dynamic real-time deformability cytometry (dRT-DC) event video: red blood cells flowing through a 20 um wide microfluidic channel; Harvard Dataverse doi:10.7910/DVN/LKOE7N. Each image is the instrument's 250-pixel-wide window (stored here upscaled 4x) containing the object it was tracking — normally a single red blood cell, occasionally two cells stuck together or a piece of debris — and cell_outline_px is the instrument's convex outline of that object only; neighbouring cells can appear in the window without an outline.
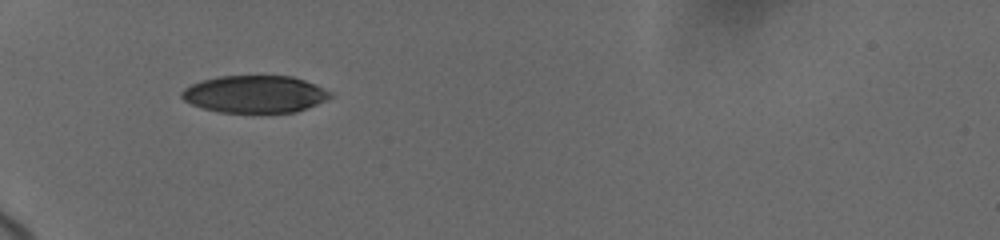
{"species": "human", "species_latin": "Homo sapiens", "temperature_condition": "cold", "stored_images_in_passage": 23, "camera_frame_rate_fps": 3000, "um_per_image_px": 0.085, "donor": {"sex": "female"}, "frame": {"image": 1, "passage_image": 1, "time_ms": 0.0, "image_size_px": [1000, 240], "cell_outline_px": [[332, 96], [316, 104], [296, 112], [220, 112], [204, 108], [192, 104], [184, 100], [180, 96], [180, 92], [184, 88], [192, 84], [216, 76], [292, 76], [316, 84], [332, 92]], "centroid_in_image_um": [21.66, 7.99], "position_along_channel_um": 63.3, "area_um2": 32.08}}
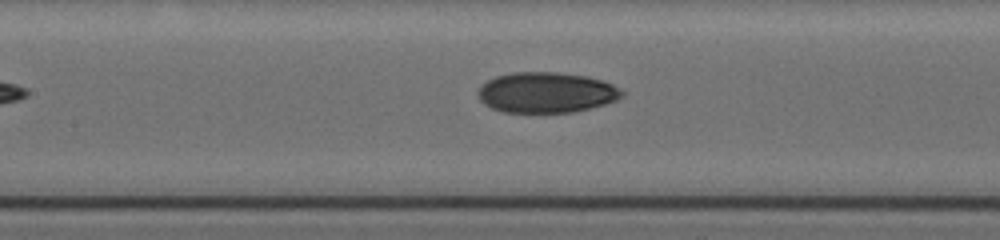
{"frame": {"image": 2, "passage_image": 15, "time_ms": 3.0, "image_size_px": [1000, 240], "cell_outline_px": [[624, 96], [616, 100], [604, 104], [572, 112], [504, 112], [492, 108], [484, 104], [480, 100], [480, 88], [488, 80], [496, 76], [512, 72], [560, 72], [584, 76], [604, 80], [620, 88], [624, 92]], "centroid_in_image_um": [46.47, 7.85], "position_along_channel_um": 160.9, "area_um2": 33.81}}
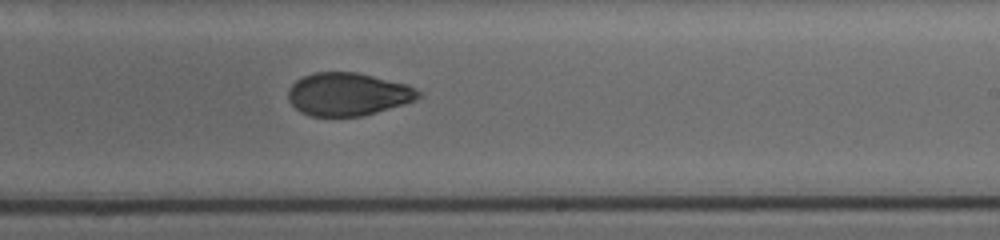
{"frame": {"image": 3, "passage_image": 23, "time_ms": 5.667, "image_size_px": [1000, 240], "cell_outline_px": [[424, 92], [416, 100], [404, 104], [364, 116], [312, 116], [300, 112], [288, 100], [288, 88], [296, 80], [312, 72], [356, 72], [408, 84]], "centroid_in_image_um": [29.59, 8.0], "position_along_channel_um": 259.4, "area_um2": 32.83}}